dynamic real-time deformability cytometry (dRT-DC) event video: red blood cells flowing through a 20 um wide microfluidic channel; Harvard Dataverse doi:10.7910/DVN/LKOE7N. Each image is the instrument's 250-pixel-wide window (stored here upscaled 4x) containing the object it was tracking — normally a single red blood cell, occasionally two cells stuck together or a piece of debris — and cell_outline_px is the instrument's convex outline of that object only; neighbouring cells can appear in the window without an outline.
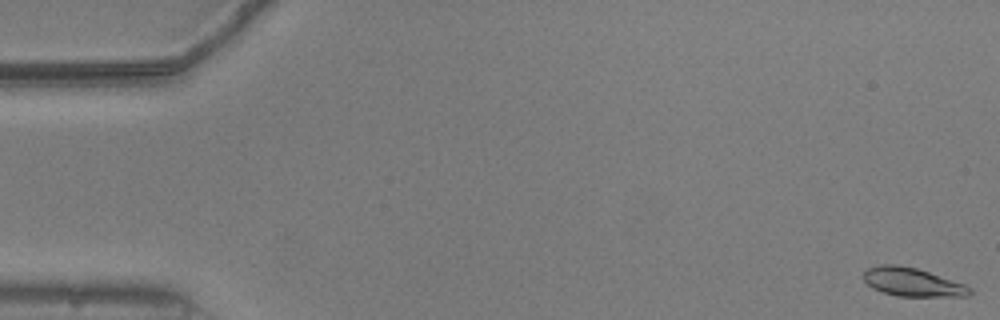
{"species": "common noctule bat (a hibernating species)", "species_latin": "Nyctalus noctula", "temperature_condition": "warm", "stored_images_in_passage": 11, "camera_frame_rate_fps": 3000, "um_per_image_px": 0.085, "animal": {"sex": "male", "body_mass_g": 20.5, "forearm_length_mm": 52.5}, "frame": {"image": 1, "passage_image": 1, "time_ms": 0.0, "image_size_px": [1000, 320], "cell_outline_px": [[972, 292], [968, 296], [900, 296], [884, 292], [872, 288], [864, 280], [864, 272], [868, 268], [880, 264], [896, 264], [916, 268], [964, 284], [972, 288]], "centroid_in_image_um": [77.55, 23.97], "position_along_channel_um": 7.4, "area_um2": 17.4}}